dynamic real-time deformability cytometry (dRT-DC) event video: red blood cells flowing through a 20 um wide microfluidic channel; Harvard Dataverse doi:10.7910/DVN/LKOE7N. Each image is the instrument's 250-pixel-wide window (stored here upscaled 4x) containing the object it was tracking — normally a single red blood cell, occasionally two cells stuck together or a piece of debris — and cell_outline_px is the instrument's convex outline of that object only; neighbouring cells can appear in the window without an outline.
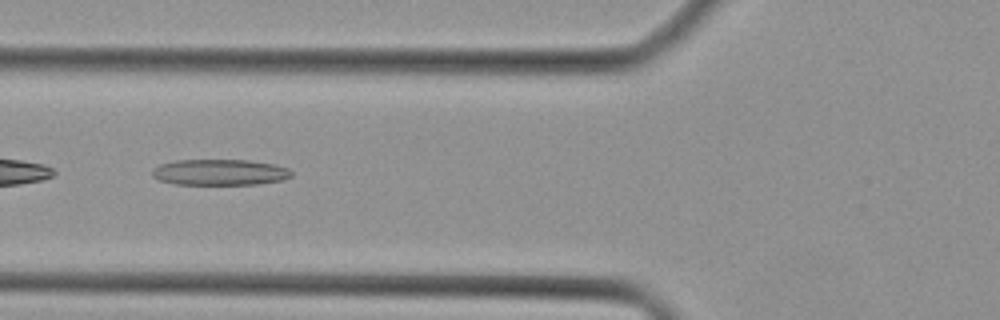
{"species": "Egyptian fruit bat (a non-hibernating species)", "species_latin": "Rousettus aegyptiacus", "temperature_condition": "cold", "stored_images_in_passage": 29, "camera_frame_rate_fps": 3000, "um_per_image_px": 0.085, "animal": {"sex": "female"}, "frame": {"image": 1, "passage_image": 5, "time_ms": 1.333, "image_size_px": [1000, 320], "cell_outline_px": [[292, 176], [284, 180], [260, 184], [176, 184], [160, 180], [152, 176], [152, 168], [160, 164], [176, 160], [248, 160], [272, 164], [288, 168], [292, 172]], "centroid_in_image_um": [18.69, 14.64], "position_along_channel_um": 107.1, "area_um2": 21.1}}
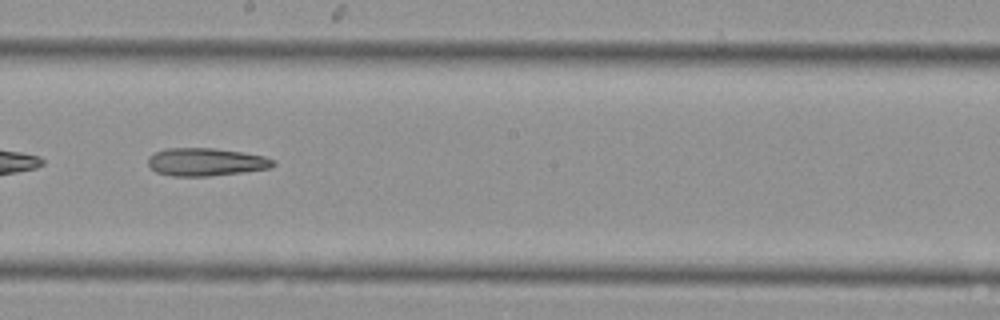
{"frame": {"image": 2, "passage_image": 13, "time_ms": 4.0, "image_size_px": [1000, 320], "cell_outline_px": [[276, 164], [272, 168], [244, 172], [208, 176], [172, 176], [156, 172], [148, 164], [148, 156], [164, 148], [212, 148], [240, 152], [264, 156], [276, 160]], "centroid_in_image_um": [17.52, 13.77], "position_along_channel_um": 230.7, "area_um2": 20.4}}